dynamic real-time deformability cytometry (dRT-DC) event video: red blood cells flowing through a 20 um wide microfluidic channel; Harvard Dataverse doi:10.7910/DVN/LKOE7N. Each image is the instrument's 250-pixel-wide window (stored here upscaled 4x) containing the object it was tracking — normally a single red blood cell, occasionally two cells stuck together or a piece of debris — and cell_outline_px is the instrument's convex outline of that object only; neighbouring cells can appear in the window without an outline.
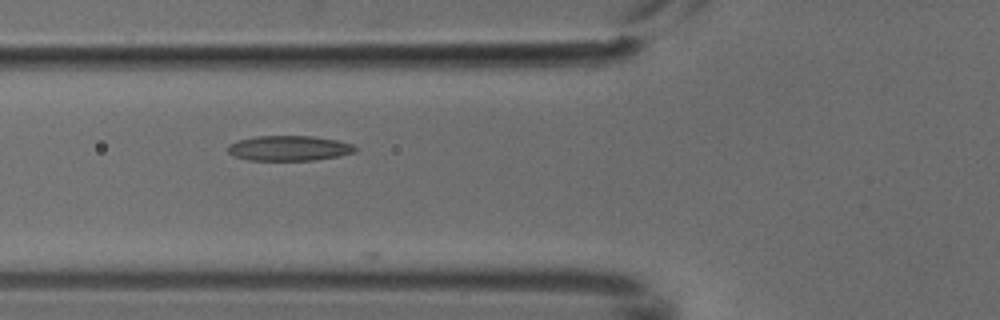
{"species": "common noctule bat (a hibernating species)", "species_latin": "Nyctalus noctula", "temperature_condition": "cold", "stored_images_in_passage": 7, "camera_frame_rate_fps": 3000, "um_per_image_px": 0.085, "animal": {"sex": "male", "body_mass_g": 18.8}, "frame": {"image": 1, "passage_image": 5, "time_ms": 1.333, "image_size_px": [1000, 320], "cell_outline_px": [[356, 152], [340, 156], [316, 160], [248, 160], [232, 156], [228, 152], [228, 144], [240, 140], [256, 136], [312, 136], [336, 140], [352, 144], [356, 148]], "centroid_in_image_um": [24.57, 12.6], "position_along_channel_um": 101.2, "area_um2": 18.67}}
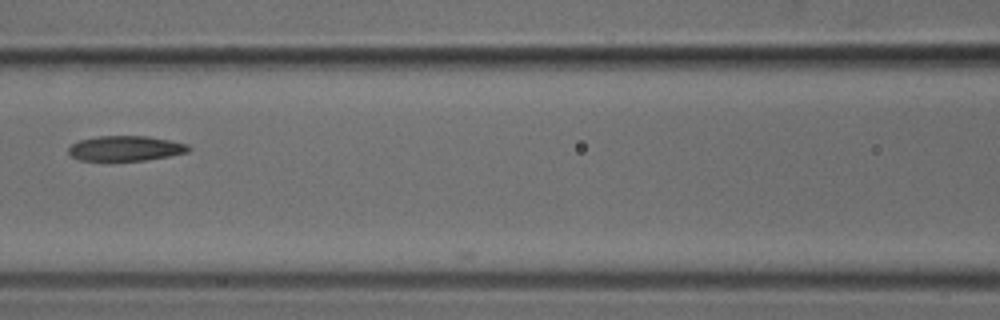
{"frame": {"image": 2, "passage_image": 6, "time_ms": 1.667, "image_size_px": [1000, 320], "cell_outline_px": [[192, 148], [188, 152], [168, 156], [144, 160], [80, 160], [72, 156], [68, 152], [68, 148], [72, 144], [80, 140], [96, 136], [148, 136], [188, 144]], "centroid_in_image_um": [10.68, 12.6], "position_along_channel_um": 155.9, "area_um2": 17.4}}
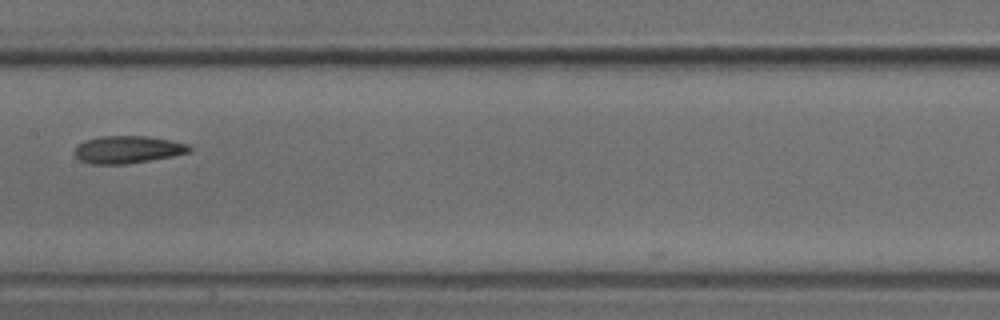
{"frame": {"image": 3, "passage_image": 7, "time_ms": 2.0, "image_size_px": [1000, 320], "cell_outline_px": [[192, 148], [188, 152], [172, 156], [124, 164], [88, 164], [80, 160], [76, 156], [76, 148], [84, 140], [100, 136], [148, 136], [188, 144]], "centroid_in_image_um": [10.83, 12.71], "position_along_channel_um": 196.6, "area_um2": 18.09}}